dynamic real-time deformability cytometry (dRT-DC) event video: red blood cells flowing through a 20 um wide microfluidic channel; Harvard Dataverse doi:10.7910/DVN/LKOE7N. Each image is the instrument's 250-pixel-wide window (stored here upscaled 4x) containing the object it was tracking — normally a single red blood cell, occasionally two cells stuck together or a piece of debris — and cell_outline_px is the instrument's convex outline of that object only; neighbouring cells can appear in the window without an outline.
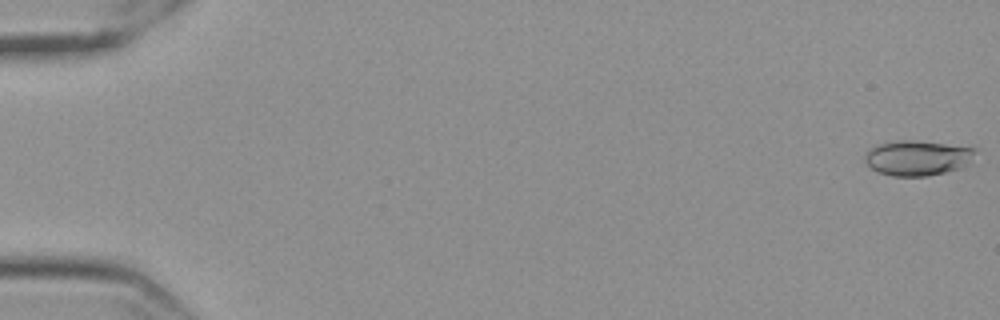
{"species": "Egyptian fruit bat (a non-hibernating species)", "species_latin": "Rousettus aegyptiacus", "temperature_condition": "cold", "stored_images_in_passage": 58, "camera_frame_rate_fps": 3000, "um_per_image_px": 0.085, "frame": {"image": 1, "passage_image": 1, "time_ms": 0.0, "image_size_px": [1000, 320], "cell_outline_px": [[976, 148], [972, 164], [944, 172], [928, 176], [892, 176], [880, 172], [872, 168], [864, 160], [864, 156], [872, 148], [880, 144], [896, 140], [916, 140]], "centroid_in_image_um": [78.03, 13.42], "position_along_channel_um": 7.0, "area_um2": 22.48}}
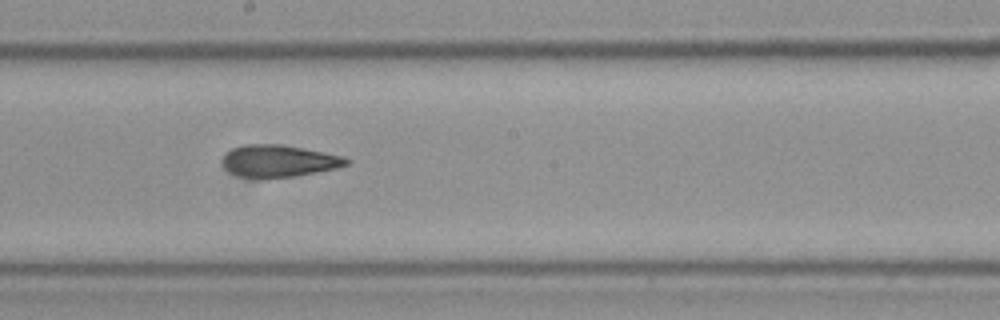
{"frame": {"image": 2, "passage_image": 33, "time_ms": 10.667, "image_size_px": [1000, 320], "cell_outline_px": [[348, 164], [336, 168], [316, 172], [292, 176], [240, 176], [228, 172], [224, 168], [224, 156], [232, 148], [244, 144], [280, 144], [324, 152], [344, 156], [348, 160]], "centroid_in_image_um": [23.7, 13.65], "position_along_channel_um": 224.5, "area_um2": 22.48}}
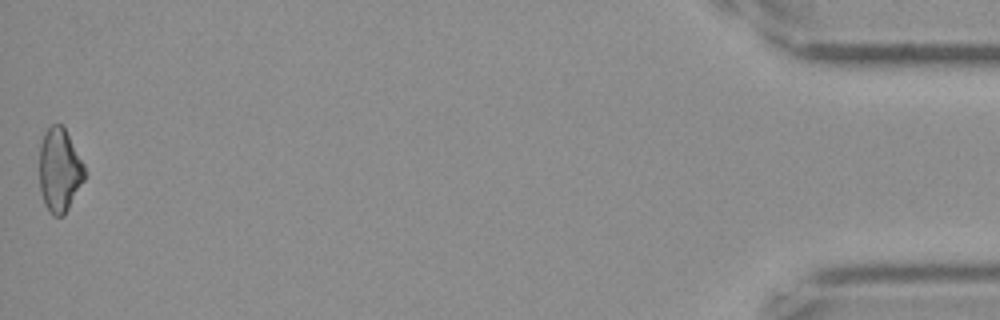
{"frame": {"image": 3, "passage_image": 58, "time_ms": 19.0, "image_size_px": [1000, 320], "cell_outline_px": [[84, 180], [64, 216], [52, 216], [48, 212], [44, 204], [40, 188], [40, 144], [44, 132], [52, 124], [60, 124], [64, 128], [84, 164]], "centroid_in_image_um": [5.04, 14.49], "position_along_channel_um": 430.2, "area_um2": 21.91}, "authors_computed_cell_mechanics": {"area_um2": 22.6576, "velocity_mm_per_s": 3.5545, "shape_relaxation_time_tau1_ms": 6.993, "shape_relaxation_time_tau2_ms": 3.1125, "deformation_change_tau1": 0.1712, "deformation_change_tau2": 0.1055}}